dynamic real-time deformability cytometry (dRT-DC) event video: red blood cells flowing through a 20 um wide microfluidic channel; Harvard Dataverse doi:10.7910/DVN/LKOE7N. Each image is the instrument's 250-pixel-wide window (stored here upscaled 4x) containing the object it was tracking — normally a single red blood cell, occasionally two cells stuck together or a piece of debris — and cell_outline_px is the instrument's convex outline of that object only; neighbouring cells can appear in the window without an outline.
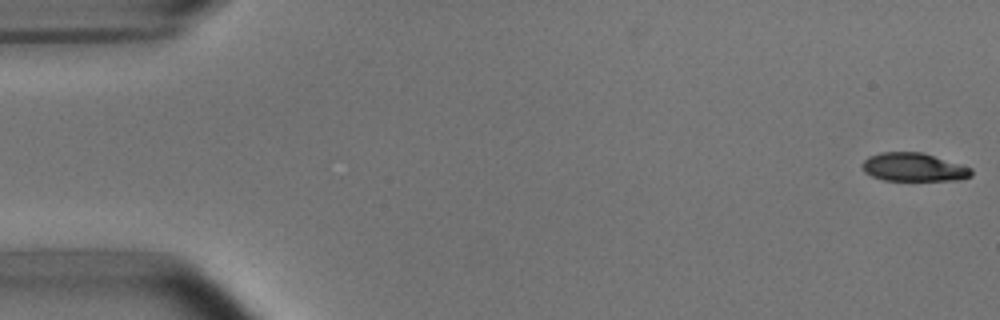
{"species": "common noctule bat (a hibernating species)", "species_latin": "Nyctalus noctula", "temperature_condition": "room temperature", "stored_images_in_passage": 5, "camera_frame_rate_fps": 3000, "um_per_image_px": 0.085, "animal": {"sex": "male", "body_mass_g": 15.6}, "frame": {"image": 1, "passage_image": 1, "time_ms": 0.0, "image_size_px": [1000, 320], "cell_outline_px": [[972, 176], [960, 180], [884, 180], [872, 176], [864, 172], [860, 164], [868, 156], [880, 152], [924, 152], [972, 168]], "centroid_in_image_um": [77.65, 14.2], "position_along_channel_um": 7.4, "area_um2": 18.21}}
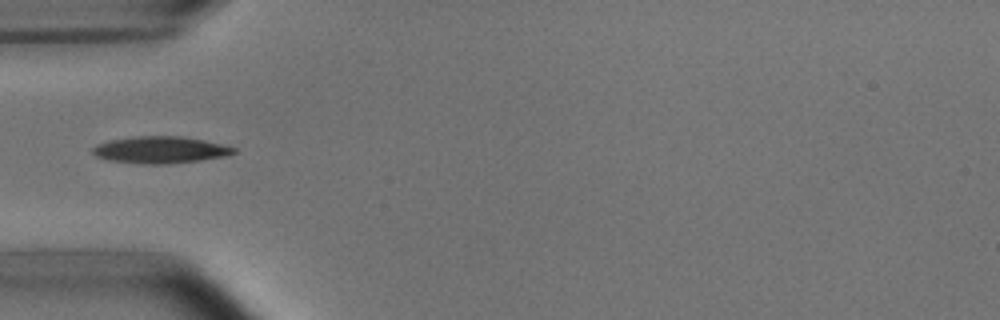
{"frame": {"image": 2, "passage_image": 5, "time_ms": 5.333, "image_size_px": [1000, 320], "cell_outline_px": [[236, 152], [228, 156], [200, 160], [168, 164], [144, 164], [108, 160], [96, 156], [92, 152], [92, 148], [96, 144], [112, 140], [136, 136], [180, 136], [204, 140], [236, 148]], "centroid_in_image_um": [13.63, 12.74], "position_along_channel_um": 71.4, "area_um2": 22.02}}